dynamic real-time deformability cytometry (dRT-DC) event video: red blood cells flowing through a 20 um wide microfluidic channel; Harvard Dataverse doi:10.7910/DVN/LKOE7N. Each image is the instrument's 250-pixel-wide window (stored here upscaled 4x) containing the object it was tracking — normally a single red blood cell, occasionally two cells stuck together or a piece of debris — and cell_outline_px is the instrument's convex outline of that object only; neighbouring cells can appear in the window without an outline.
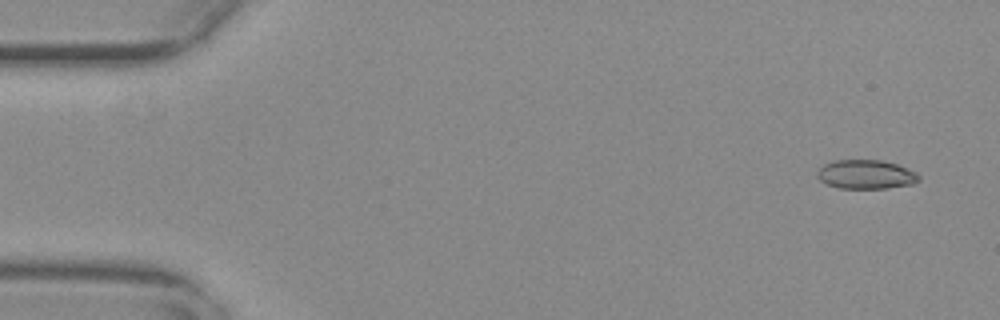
{"species": "common noctule bat (a hibernating species)", "species_latin": "Nyctalus noctula", "temperature_condition": "warm", "stored_images_in_passage": 53, "camera_frame_rate_fps": 3000, "um_per_image_px": 0.085, "animal": {"sex": "female", "body_mass_g": 29.2, "forearm_length_mm": 56.3}, "frame": {"image": 1, "passage_image": 1, "time_ms": 0.0, "image_size_px": [1000, 320], "cell_outline_px": [[920, 180], [912, 184], [888, 188], [840, 188], [828, 184], [820, 180], [816, 176], [816, 172], [824, 164], [836, 160], [880, 160], [896, 164], [916, 172], [920, 176]], "centroid_in_image_um": [73.61, 14.82], "position_along_channel_um": 11.4, "area_um2": 17.11}}
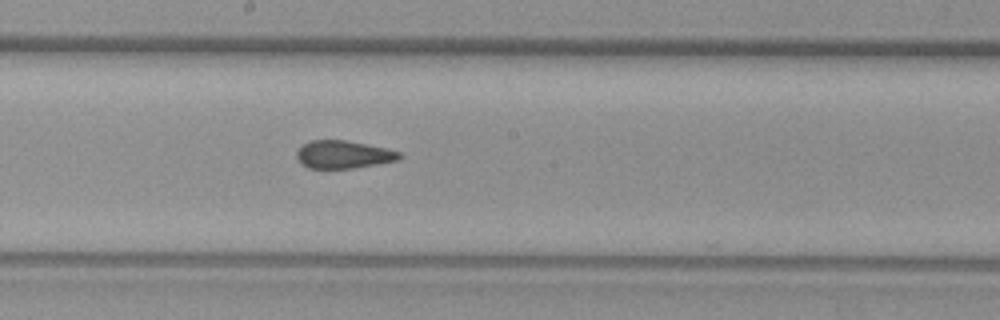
{"frame": {"image": 2, "passage_image": 28, "time_ms": 9.0, "image_size_px": [1000, 320], "cell_outline_px": [[404, 156], [400, 160], [356, 168], [308, 168], [300, 164], [296, 156], [296, 152], [304, 144], [312, 140], [344, 140], [384, 148], [400, 152]], "centroid_in_image_um": [29.2, 13.15], "position_along_channel_um": 219.0, "area_um2": 16.65}}
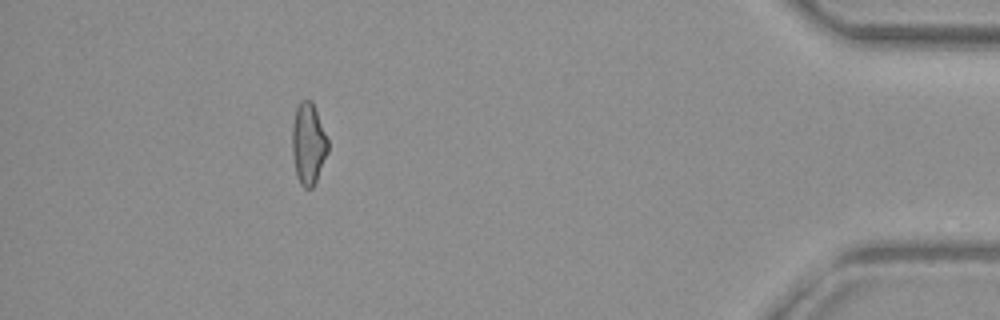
{"frame": {"image": 3, "passage_image": 48, "time_ms": 15.667, "image_size_px": [1000, 320], "cell_outline_px": [[328, 152], [316, 180], [312, 188], [304, 188], [300, 184], [296, 176], [292, 152], [292, 124], [296, 108], [300, 100], [312, 100], [328, 140]], "centroid_in_image_um": [26.19, 12.21], "position_along_channel_um": 409.0, "area_um2": 16.99}, "authors_computed_cell_mechanics": {"area_um2": 17.4556, "velocity_mm_per_s": 3.7445, "shape_relaxation_time_tau1_ms": null, "shape_relaxation_time_tau2_ms": 1.459, "deformation_change_tau1": null, "deformation_change_tau2": 0.0864}}